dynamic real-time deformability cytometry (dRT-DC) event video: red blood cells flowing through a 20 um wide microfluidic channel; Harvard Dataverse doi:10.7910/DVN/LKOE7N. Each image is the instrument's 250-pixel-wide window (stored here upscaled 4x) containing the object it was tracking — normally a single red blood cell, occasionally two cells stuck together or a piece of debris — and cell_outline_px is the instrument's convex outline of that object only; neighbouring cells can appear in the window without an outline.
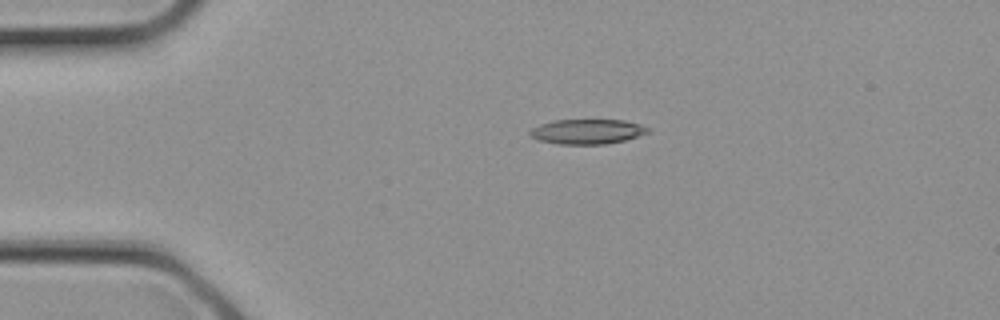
{"species": "common noctule bat (a hibernating species)", "species_latin": "Nyctalus noctula", "temperature_condition": "cold", "stored_images_in_passage": 12, "camera_frame_rate_fps": 3000, "um_per_image_px": 0.085, "animal": {"sex": "female", "body_mass_g": 21.9}, "frame": {"image": 1, "passage_image": 1, "time_ms": 0.0, "image_size_px": [1000, 320], "cell_outline_px": [[652, 132], [624, 140], [604, 144], [556, 144], [536, 140], [528, 132], [532, 128], [540, 124], [556, 120], [624, 120], [640, 124], [648, 128]], "centroid_in_image_um": [49.91, 11.19], "position_along_channel_um": 35.1, "area_um2": 17.11}}
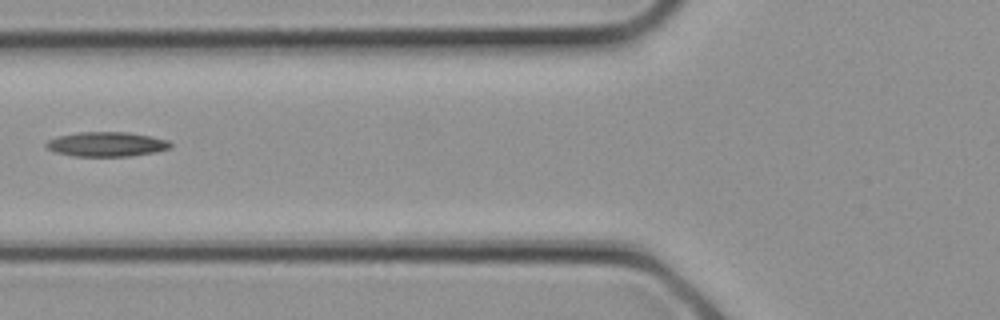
{"frame": {"image": 2, "passage_image": 6, "time_ms": 1.667, "image_size_px": [1000, 320], "cell_outline_px": [[172, 148], [156, 152], [132, 156], [72, 156], [56, 152], [44, 148], [44, 144], [48, 140], [56, 136], [80, 132], [128, 132], [152, 136], [168, 140], [172, 144]], "centroid_in_image_um": [9.06, 12.26], "position_along_channel_um": 116.7, "area_um2": 18.09}}
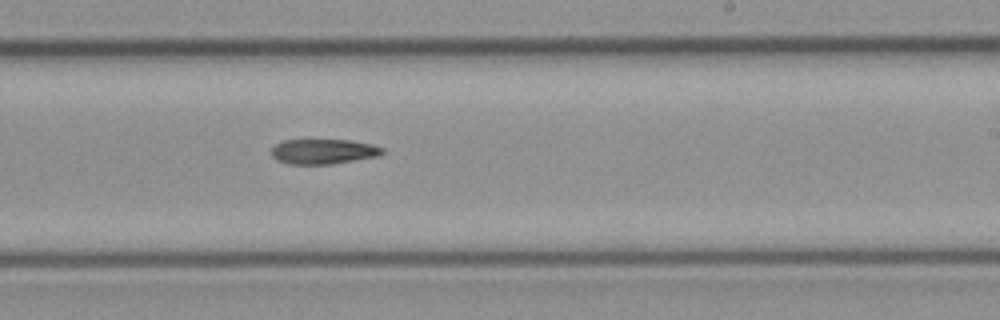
{"frame": {"image": 3, "passage_image": 12, "time_ms": 3.667, "image_size_px": [1000, 320], "cell_outline_px": [[384, 152], [380, 156], [332, 164], [288, 164], [276, 160], [272, 156], [272, 148], [276, 144], [284, 140], [348, 140], [372, 144], [384, 148]], "centroid_in_image_um": [27.51, 12.88], "position_along_channel_um": 261.5, "area_um2": 16.24}}